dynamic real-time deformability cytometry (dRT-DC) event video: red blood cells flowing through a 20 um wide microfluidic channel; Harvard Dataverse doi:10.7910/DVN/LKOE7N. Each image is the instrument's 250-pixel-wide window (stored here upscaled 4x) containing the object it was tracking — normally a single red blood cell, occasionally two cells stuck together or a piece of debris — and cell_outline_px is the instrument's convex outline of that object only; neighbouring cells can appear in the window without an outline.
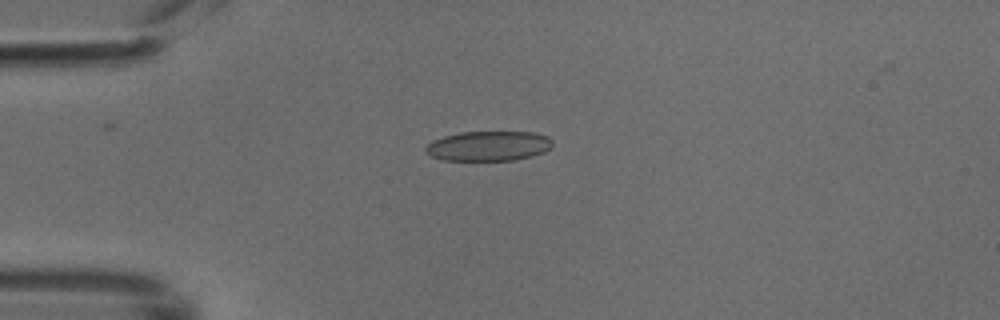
{"species": "common noctule bat (a hibernating species)", "species_latin": "Nyctalus noctula", "temperature_condition": "cold", "stored_images_in_passage": 39, "camera_frame_rate_fps": 3000, "um_per_image_px": 0.085, "animal": {"sex": "male", "body_mass_g": 18.8}, "frame": {"image": 1, "passage_image": 2, "time_ms": 0.333, "image_size_px": [1000, 320], "cell_outline_px": [[552, 148], [544, 152], [532, 156], [512, 160], [440, 160], [424, 152], [424, 148], [432, 140], [444, 136], [460, 132], [532, 132], [548, 136], [552, 140]], "centroid_in_image_um": [41.51, 12.41], "position_along_channel_um": 43.5, "area_um2": 22.2}}
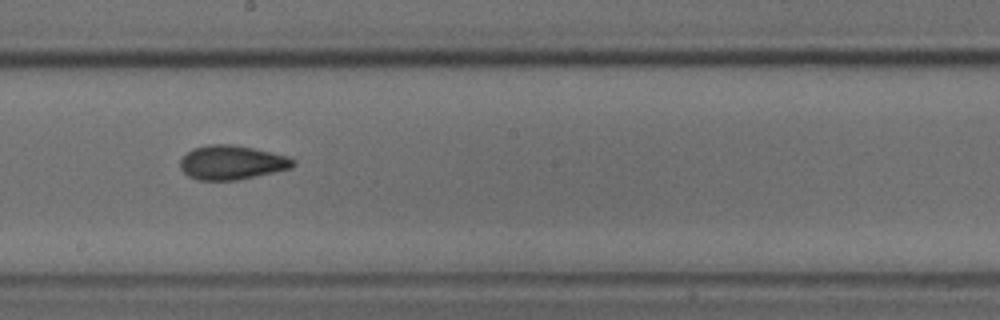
{"frame": {"image": 2, "passage_image": 17, "time_ms": 5.333, "image_size_px": [1000, 320], "cell_outline_px": [[296, 164], [292, 168], [236, 180], [196, 180], [188, 176], [180, 168], [180, 160], [192, 148], [208, 144], [232, 144], [272, 152], [288, 156], [296, 160]], "centroid_in_image_um": [19.71, 13.81], "position_along_channel_um": 228.5, "area_um2": 22.54}}
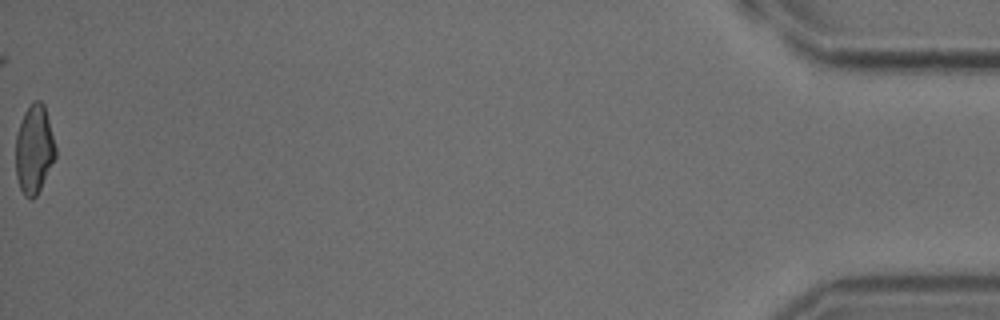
{"frame": {"image": 3, "passage_image": 39, "time_ms": 12.667, "image_size_px": [1000, 320], "cell_outline_px": [[56, 156], [36, 196], [32, 200], [24, 196], [20, 188], [16, 176], [16, 136], [24, 112], [32, 100], [40, 100], [44, 104], [56, 148]], "centroid_in_image_um": [2.89, 12.68], "position_along_channel_um": 432.3, "area_um2": 20.46}}